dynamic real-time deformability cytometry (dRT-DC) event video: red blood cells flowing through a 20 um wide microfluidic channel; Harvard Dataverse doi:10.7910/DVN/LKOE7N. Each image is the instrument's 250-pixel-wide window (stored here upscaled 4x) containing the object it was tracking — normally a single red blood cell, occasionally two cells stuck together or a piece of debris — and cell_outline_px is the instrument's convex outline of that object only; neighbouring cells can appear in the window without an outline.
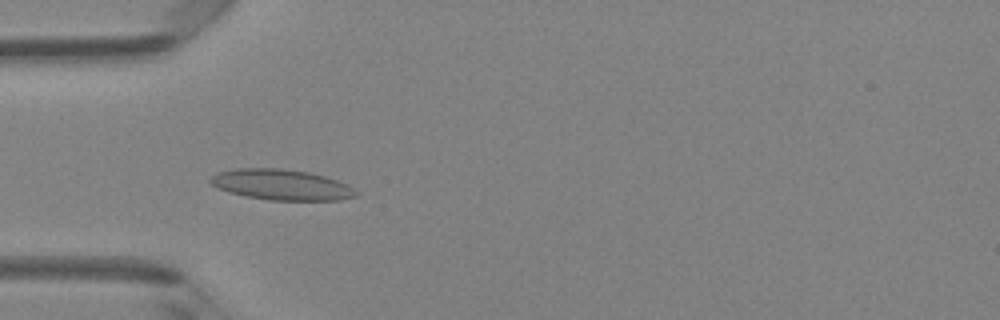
{"species": "Egyptian fruit bat (a non-hibernating species)", "species_latin": "Rousettus aegyptiacus", "temperature_condition": "room temperature", "stored_images_in_passage": 48, "camera_frame_rate_fps": 3000, "um_per_image_px": 0.085, "animal": {"sex": "female"}, "frame": {"image": 1, "passage_image": 15, "time_ms": 4.667, "image_size_px": [1000, 320], "cell_outline_px": [[360, 192], [356, 196], [340, 200], [272, 200], [244, 196], [228, 192], [212, 184], [208, 180], [216, 172], [236, 168], [280, 168], [308, 172], [324, 176], [348, 184]], "centroid_in_image_um": [23.93, 15.7], "position_along_channel_um": 61.1, "area_um2": 26.07}}
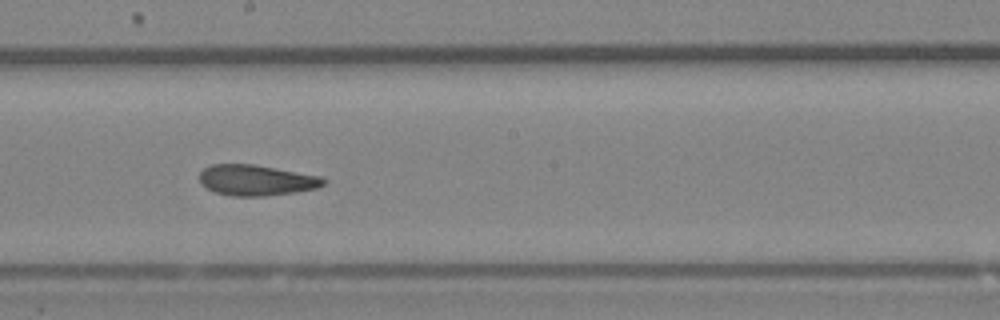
{"frame": {"image": 2, "passage_image": 27, "time_ms": 8.667, "image_size_px": [1000, 320], "cell_outline_px": [[328, 180], [324, 184], [316, 188], [296, 192], [264, 196], [232, 196], [216, 192], [200, 184], [200, 172], [204, 168], [212, 164], [252, 164], [320, 176]], "centroid_in_image_um": [21.78, 15.32], "position_along_channel_um": 226.4, "area_um2": 22.08}}
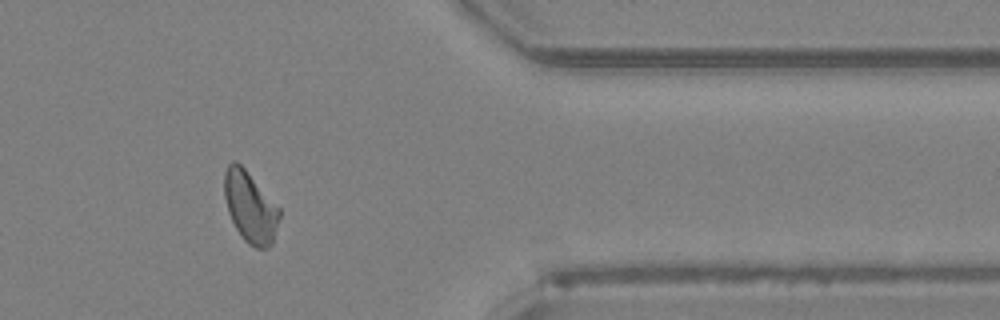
{"frame": {"image": 3, "passage_image": 40, "time_ms": 13.0, "image_size_px": [1000, 320], "cell_outline_px": [[280, 216], [272, 244], [268, 248], [256, 248], [248, 244], [244, 240], [236, 228], [228, 212], [224, 196], [224, 172], [228, 164], [232, 160], [236, 160], [244, 168], [280, 208]], "centroid_in_image_um": [21.26, 17.59], "position_along_channel_um": 390.1, "area_um2": 22.72}, "authors_computed_cell_mechanics": {"area_um2": 22.5709, "velocity_mm_per_s": 4.2013, "shape_relaxation_time_tau1_ms": null, "shape_relaxation_time_tau2_ms": 3.1906, "deformation_change_tau1": null, "deformation_change_tau2": 0.1031}}